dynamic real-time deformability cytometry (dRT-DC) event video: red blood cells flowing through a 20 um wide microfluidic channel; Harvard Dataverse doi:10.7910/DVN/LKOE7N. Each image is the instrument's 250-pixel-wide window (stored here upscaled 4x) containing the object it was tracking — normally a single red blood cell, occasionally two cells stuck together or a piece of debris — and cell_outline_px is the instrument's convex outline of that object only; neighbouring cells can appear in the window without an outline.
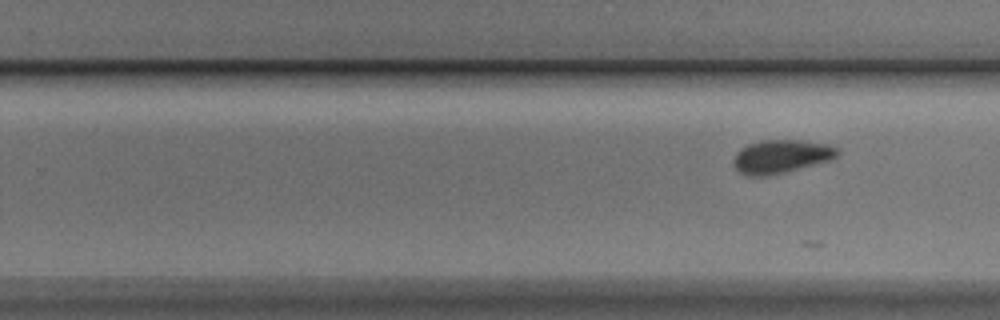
{"species": "Egyptian fruit bat (a non-hibernating species)", "species_latin": "Rousettus aegyptiacus", "temperature_condition": "cold", "stored_images_in_passage": 7, "segment_of_instrument_passage": [2, 2], "camera_frame_rate_fps": 3000, "um_per_image_px": 0.085, "animal": {"sex": "male"}, "frame": {"image": 1, "passage_image": 7, "time_ms": 8.0, "image_size_px": [1000, 320], "cell_outline_px": [[840, 152], [836, 156], [828, 160], [784, 172], [768, 176], [748, 176], [740, 172], [732, 164], [736, 152], [740, 148], [748, 144], [760, 140], [800, 140], [828, 144], [840, 148]], "centroid_in_image_um": [66.37, 13.28], "position_along_channel_um": 263.4, "area_um2": 20.17}}